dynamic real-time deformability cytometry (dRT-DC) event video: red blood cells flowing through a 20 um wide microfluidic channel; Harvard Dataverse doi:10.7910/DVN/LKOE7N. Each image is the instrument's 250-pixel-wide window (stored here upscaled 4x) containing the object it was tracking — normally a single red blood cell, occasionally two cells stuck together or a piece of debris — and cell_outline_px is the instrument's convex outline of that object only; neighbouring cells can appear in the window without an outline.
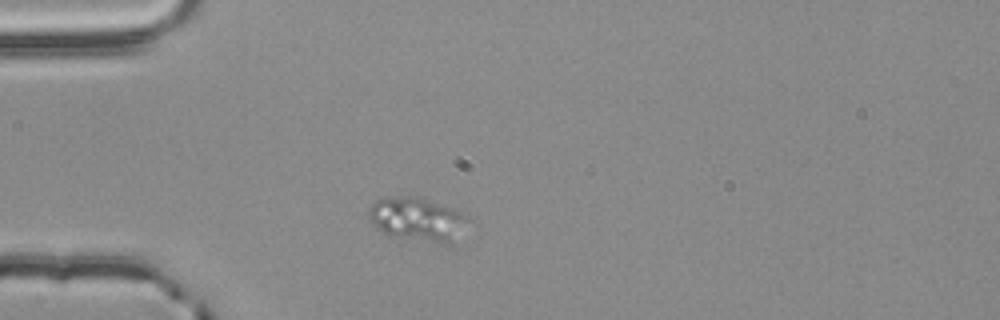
{"species": "common noctule bat (a hibernating species)", "species_latin": "Nyctalus noctula", "temperature_condition": "room temperature", "stored_images_in_passage": 42, "camera_frame_rate_fps": 3000, "um_per_image_px": 0.085, "animal": {"sex": "male", "body_mass_g": 20.4}, "frame": {"image": 1, "passage_image": 1, "time_ms": 0.0, "image_size_px": [1000, 320], "cell_outline_px": [[472, 220], [448, 244], [444, 244], [396, 236], [384, 232], [368, 216], [368, 208], [376, 200], [408, 196], [424, 200], [452, 208], [468, 216]], "centroid_in_image_um": [35.52, 18.64], "position_along_channel_um": 49.5, "area_um2": 24.16}}
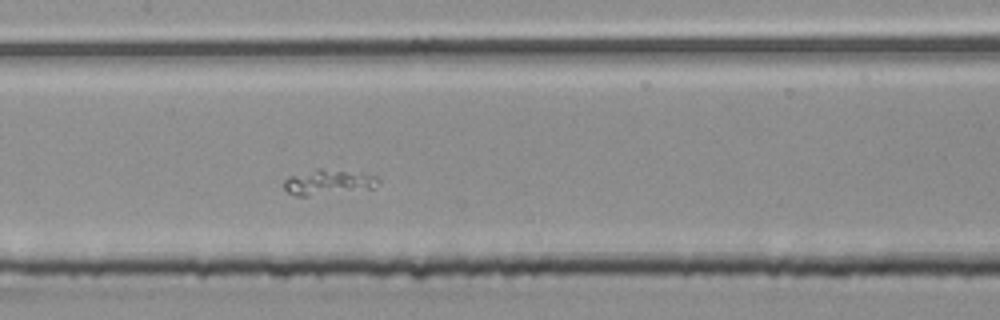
{"frame": {"image": 2, "passage_image": 13, "time_ms": 4.0, "image_size_px": [1000, 320], "cell_outline_px": [[380, 180], [372, 188], [308, 196], [296, 196], [288, 192], [284, 188], [284, 180], [288, 176], [316, 168], [320, 168], [360, 172], [376, 176]], "centroid_in_image_um": [27.86, 15.47], "position_along_channel_um": 179.5, "area_um2": 13.93}}
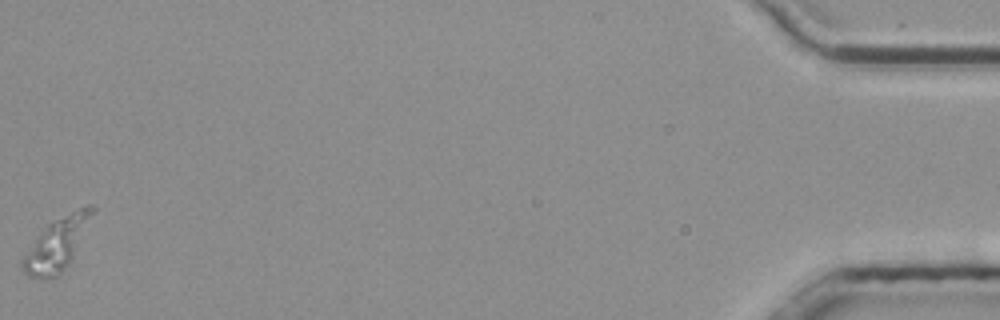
{"frame": {"image": 3, "passage_image": 42, "time_ms": 13.667, "image_size_px": [1000, 320], "cell_outline_px": [[96, 208], [68, 264], [56, 276], [44, 280], [40, 280], [28, 276], [20, 268], [20, 260], [48, 224], [84, 204], [92, 204]], "centroid_in_image_um": [4.81, 20.76], "position_along_channel_um": 430.4, "area_um2": 20.81}}